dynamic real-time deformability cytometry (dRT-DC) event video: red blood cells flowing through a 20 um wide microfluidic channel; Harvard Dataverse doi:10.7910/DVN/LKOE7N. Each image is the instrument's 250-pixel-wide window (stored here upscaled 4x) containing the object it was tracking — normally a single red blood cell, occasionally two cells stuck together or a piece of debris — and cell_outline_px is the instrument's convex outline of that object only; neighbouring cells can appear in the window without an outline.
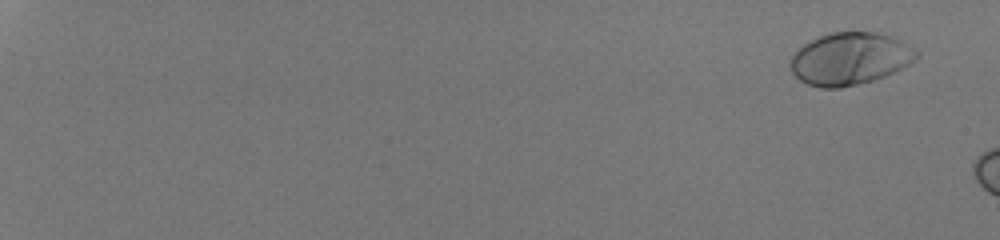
{"species": "human", "species_latin": "Homo sapiens", "temperature_condition": "room temperature", "stored_images_in_passage": 10, "camera_frame_rate_fps": 3000, "um_per_image_px": 0.085, "donor": {"sex": "male"}, "frame": {"image": 1, "passage_image": 4, "time_ms": 1.0, "image_size_px": [1000, 240], "cell_outline_px": [[920, 56], [916, 60], [884, 76], [872, 80], [840, 88], [820, 88], [808, 84], [800, 80], [792, 72], [788, 64], [792, 56], [804, 44], [820, 36], [832, 32], [876, 32], [892, 36], [900, 40], [920, 52]], "centroid_in_image_um": [72.24, 4.99], "position_along_channel_um": 12.8, "area_um2": 38.26}}